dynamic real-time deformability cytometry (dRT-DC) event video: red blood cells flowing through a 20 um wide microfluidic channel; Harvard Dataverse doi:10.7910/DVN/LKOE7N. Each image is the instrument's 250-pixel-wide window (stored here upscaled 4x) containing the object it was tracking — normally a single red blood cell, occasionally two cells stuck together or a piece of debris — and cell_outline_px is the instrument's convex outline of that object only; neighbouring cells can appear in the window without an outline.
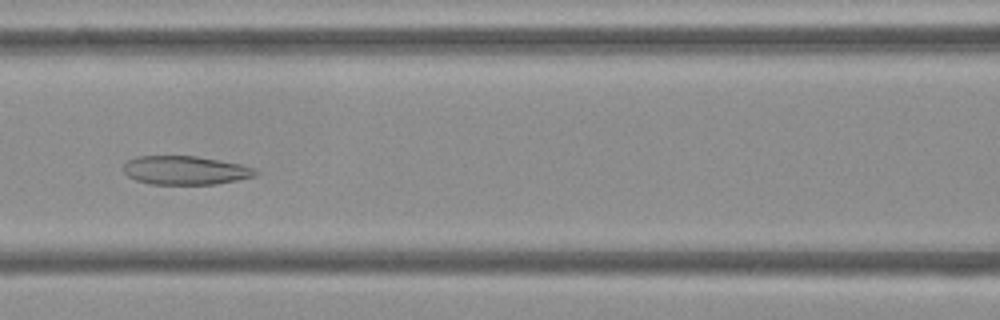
{"species": "Egyptian fruit bat (a non-hibernating species)", "species_latin": "Rousettus aegyptiacus", "temperature_condition": "cold", "stored_images_in_passage": 54, "camera_frame_rate_fps": 3000, "um_per_image_px": 0.085, "frame": {"image": 1, "passage_image": 24, "time_ms": 7.667, "image_size_px": [1000, 320], "cell_outline_px": [[260, 172], [256, 176], [216, 184], [148, 184], [136, 180], [128, 176], [124, 172], [124, 164], [128, 160], [136, 156], [196, 156], [240, 164], [256, 168]], "centroid_in_image_um": [15.77, 14.48], "position_along_channel_um": 150.8, "area_um2": 22.14}}
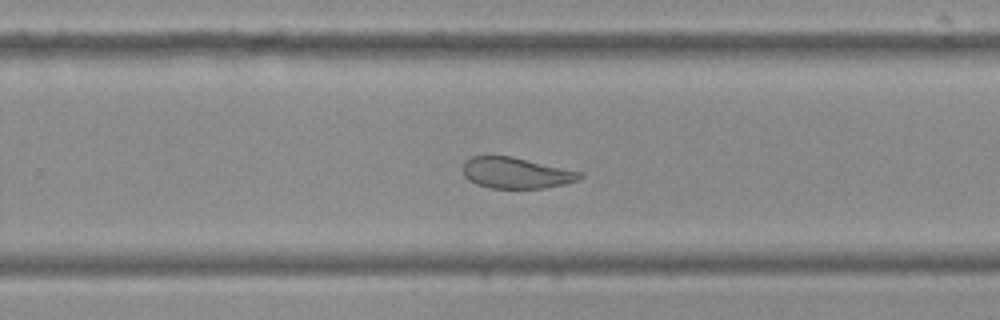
{"frame": {"image": 2, "passage_image": 35, "time_ms": 11.333, "image_size_px": [1000, 320], "cell_outline_px": [[584, 176], [580, 180], [564, 184], [544, 188], [492, 188], [476, 184], [468, 180], [464, 176], [464, 160], [472, 156], [512, 156], [584, 172]], "centroid_in_image_um": [43.91, 14.69], "position_along_channel_um": 285.9, "area_um2": 21.33}}
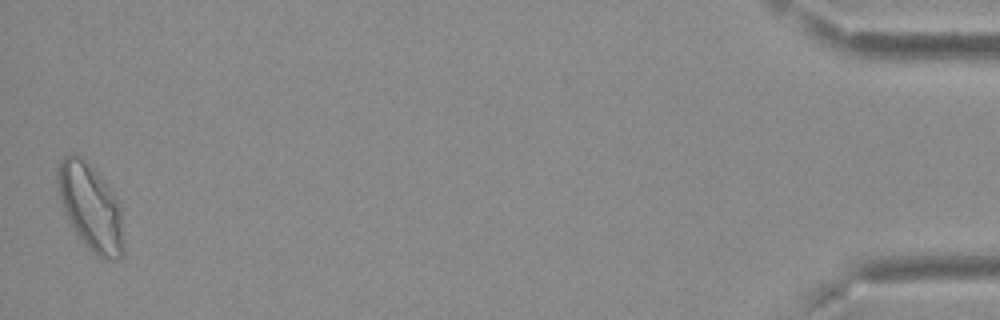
{"frame": {"image": 3, "passage_image": 54, "time_ms": 17.667, "image_size_px": [1000, 320], "cell_outline_px": [[124, 256], [116, 260], [104, 260], [96, 256], [84, 244], [68, 220], [64, 212], [56, 188], [56, 168], [60, 160], [64, 156], [72, 152], [80, 156], [104, 180], [120, 204], [124, 240]], "centroid_in_image_um": [7.69, 17.63], "position_along_channel_um": 427.5, "area_um2": 33.81}, "authors_computed_cell_mechanics": {"area_um2": 25.8944, "velocity_mm_per_s": 3.6971, "shape_relaxation_time_tau1_ms": null, "shape_relaxation_time_tau2_ms": 3.6432, "deformation_change_tau1": null, "deformation_change_tau2": 0.1043}}